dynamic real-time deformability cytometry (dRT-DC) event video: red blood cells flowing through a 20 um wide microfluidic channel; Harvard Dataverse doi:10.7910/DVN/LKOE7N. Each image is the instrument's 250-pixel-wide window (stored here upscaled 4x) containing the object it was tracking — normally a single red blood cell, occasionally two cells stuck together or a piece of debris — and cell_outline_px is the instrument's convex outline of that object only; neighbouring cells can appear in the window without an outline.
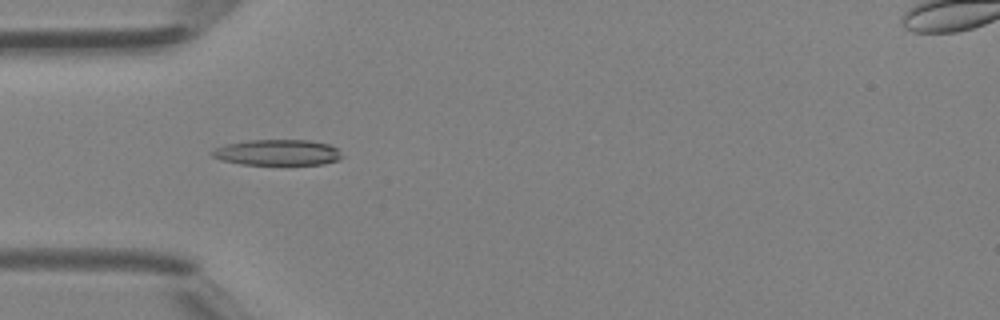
{"species": "Egyptian fruit bat (a non-hibernating species)", "species_latin": "Rousettus aegyptiacus", "temperature_condition": "room temperature", "stored_images_in_passage": 36, "camera_frame_rate_fps": 3000, "um_per_image_px": 0.085, "animal": {"sex": "female"}, "frame": {"image": 1, "passage_image": 7, "time_ms": 2.0, "image_size_px": [1000, 320], "cell_outline_px": [[344, 156], [340, 160], [324, 164], [240, 164], [220, 160], [212, 156], [212, 152], [216, 148], [224, 144], [248, 140], [308, 140], [328, 144], [336, 148]], "centroid_in_image_um": [23.6, 12.96], "position_along_channel_um": 61.4, "area_um2": 19.54}}
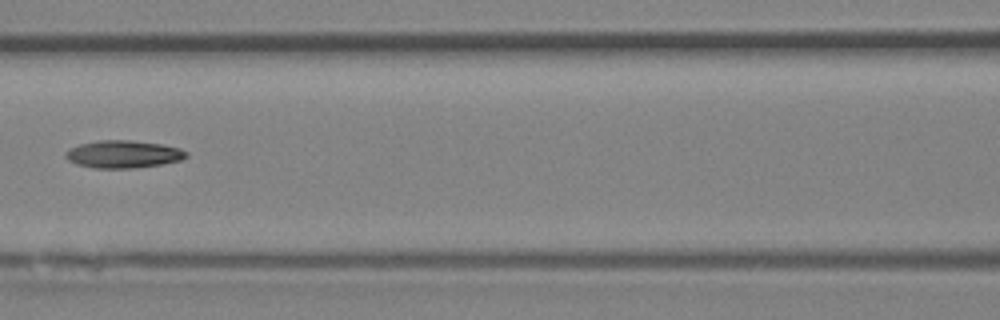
{"frame": {"image": 2, "passage_image": 13, "time_ms": 4.0, "image_size_px": [1000, 320], "cell_outline_px": [[188, 156], [180, 160], [160, 164], [132, 168], [96, 168], [76, 164], [68, 160], [64, 156], [64, 152], [68, 148], [80, 144], [100, 140], [128, 140], [160, 144], [180, 148], [188, 152]], "centroid_in_image_um": [10.44, 13.1], "position_along_channel_um": 156.2, "area_um2": 19.31}}
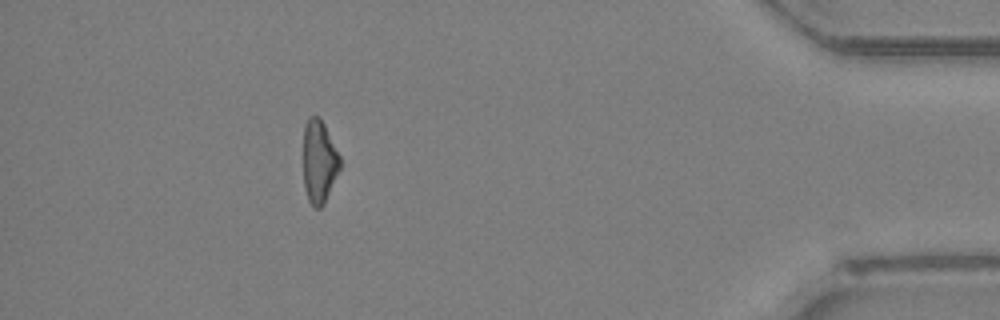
{"frame": {"image": 3, "passage_image": 32, "time_ms": 10.333, "image_size_px": [1000, 320], "cell_outline_px": [[340, 168], [324, 204], [320, 208], [312, 208], [308, 200], [304, 188], [304, 124], [308, 116], [320, 116], [340, 156]], "centroid_in_image_um": [27.11, 13.74], "position_along_channel_um": 408.1, "area_um2": 17.8}}